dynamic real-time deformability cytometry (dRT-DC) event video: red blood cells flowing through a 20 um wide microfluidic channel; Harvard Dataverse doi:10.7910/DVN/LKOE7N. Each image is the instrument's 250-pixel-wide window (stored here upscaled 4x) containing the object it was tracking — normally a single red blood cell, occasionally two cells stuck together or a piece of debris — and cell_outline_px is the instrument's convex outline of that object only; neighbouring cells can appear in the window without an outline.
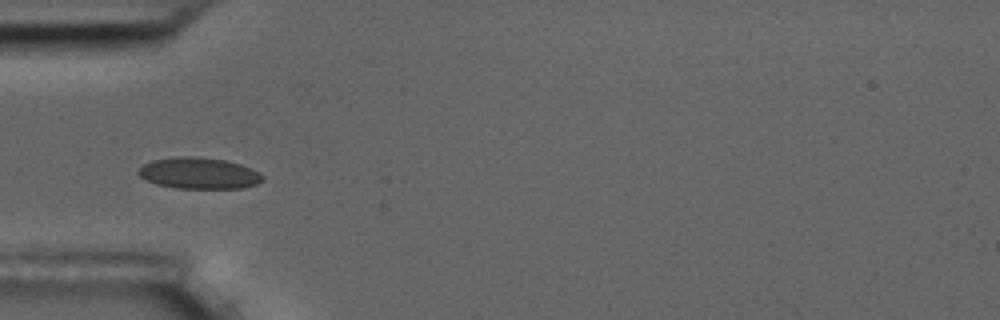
{"species": "common noctule bat (a hibernating species)", "species_latin": "Nyctalus noctula", "temperature_condition": "room temperature", "stored_images_in_passage": 11, "camera_frame_rate_fps": 3000, "um_per_image_px": 0.085, "animal": {"sex": "male", "body_mass_g": 17.5, "forearm_length_mm": 52.3}, "frame": {"image": 1, "passage_image": 7, "time_ms": 7.667, "image_size_px": [1000, 320], "cell_outline_px": [[264, 180], [256, 184], [240, 188], [176, 188], [156, 184], [140, 176], [136, 172], [144, 164], [152, 160], [180, 156], [192, 156], [224, 160], [240, 164], [264, 176]], "centroid_in_image_um": [16.88, 14.72], "position_along_channel_um": 68.1, "area_um2": 22.37}}
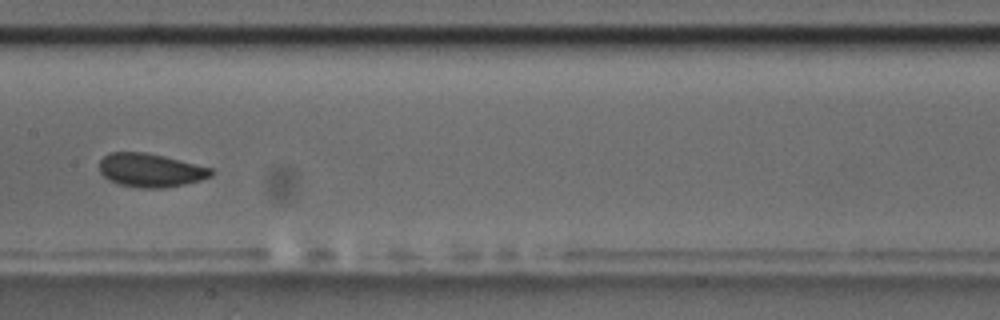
{"frame": {"image": 2, "passage_image": 10, "time_ms": 11.333, "image_size_px": [1000, 320], "cell_outline_px": [[216, 172], [212, 176], [200, 180], [184, 184], [164, 188], [140, 188], [120, 184], [108, 180], [100, 172], [100, 160], [104, 156], [112, 152], [144, 152], [164, 156], [212, 168]], "centroid_in_image_um": [12.81, 14.47], "position_along_channel_um": 194.6, "area_um2": 21.85}}
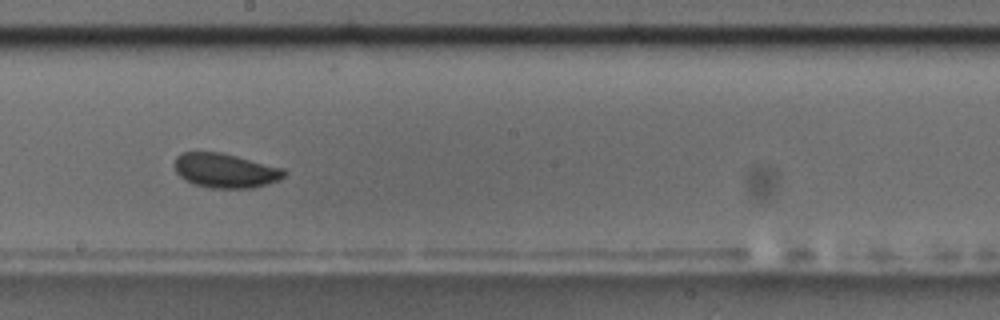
{"frame": {"image": 3, "passage_image": 11, "time_ms": 12.333, "image_size_px": [1000, 320], "cell_outline_px": [[288, 172], [280, 180], [252, 188], [212, 188], [192, 184], [184, 180], [176, 172], [172, 164], [176, 156], [180, 152], [220, 152], [284, 168]], "centroid_in_image_um": [19.12, 14.5], "position_along_channel_um": 229.1, "area_um2": 22.25}}